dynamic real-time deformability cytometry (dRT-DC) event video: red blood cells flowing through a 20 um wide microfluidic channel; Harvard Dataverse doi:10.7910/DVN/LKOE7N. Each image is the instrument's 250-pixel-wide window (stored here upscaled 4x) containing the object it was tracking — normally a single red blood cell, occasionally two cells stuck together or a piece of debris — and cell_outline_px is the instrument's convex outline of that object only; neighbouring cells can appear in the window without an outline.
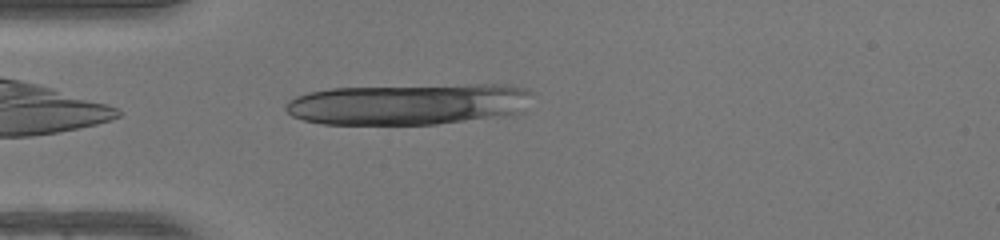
{"species": "human", "species_latin": "Homo sapiens", "temperature_condition": "warm", "stored_images_in_passage": 37, "camera_frame_rate_fps": 3000, "um_per_image_px": 0.085, "donor": {"sex": "female"}, "frame": {"image": 1, "passage_image": 2, "time_ms": 0.333, "image_size_px": [1000, 240], "cell_outline_px": [[532, 92], [524, 112], [512, 116], [436, 124], [324, 124], [304, 120], [292, 116], [284, 108], [284, 104], [288, 100], [296, 96], [308, 92], [332, 88], [472, 84], [508, 84], [528, 88]], "centroid_in_image_um": [34.82, 8.85], "position_along_channel_um": 50.2, "area_um2": 60.11}}